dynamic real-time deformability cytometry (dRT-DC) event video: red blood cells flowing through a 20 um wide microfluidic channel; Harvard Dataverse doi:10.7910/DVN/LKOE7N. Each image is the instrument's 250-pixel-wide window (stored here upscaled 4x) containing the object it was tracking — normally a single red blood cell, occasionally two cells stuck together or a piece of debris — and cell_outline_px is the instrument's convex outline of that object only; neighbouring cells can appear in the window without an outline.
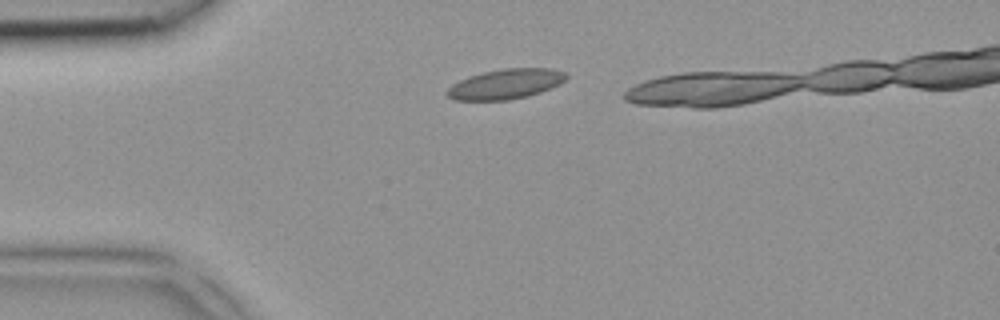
{"species": "common noctule bat (a hibernating species)", "species_latin": "Nyctalus noctula", "temperature_condition": "room temperature", "stored_images_in_passage": 2, "camera_frame_rate_fps": 3000, "um_per_image_px": 0.085, "animal": {"sex": "female", "body_mass_g": 18.4}, "frame": {"image": 1, "passage_image": 2, "time_ms": 0.333, "image_size_px": [1000, 320], "cell_outline_px": [[568, 76], [560, 84], [540, 92], [528, 96], [508, 100], [456, 100], [448, 96], [444, 92], [452, 84], [460, 80], [484, 72], [504, 68], [552, 68], [568, 72]], "centroid_in_image_um": [43.01, 7.14], "position_along_channel_um": 42.0, "area_um2": 20.81}}